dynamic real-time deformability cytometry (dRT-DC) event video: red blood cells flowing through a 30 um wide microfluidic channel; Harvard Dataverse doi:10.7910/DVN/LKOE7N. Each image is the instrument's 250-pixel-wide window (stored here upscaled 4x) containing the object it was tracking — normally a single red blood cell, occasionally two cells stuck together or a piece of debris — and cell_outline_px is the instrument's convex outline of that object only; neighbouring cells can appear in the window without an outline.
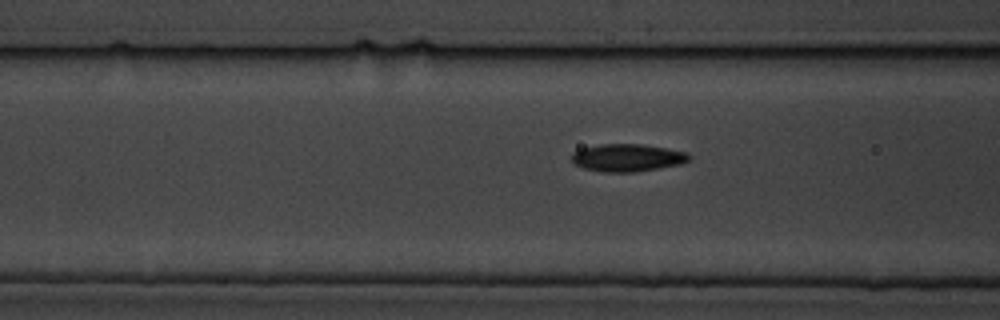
{"species": "common noctule bat (a hibernating species)", "species_latin": "Nyctalus noctula", "temperature_condition": "cold", "stored_images_in_passage": 9, "segment_of_instrument_passage": [2, 2], "camera_frame_rate_fps": 3000, "um_per_image_px": 0.085, "animal": {"sex": "male", "body_mass_g": 19.5, "forearm_length_mm": 54.6}, "frame": {"image": 1, "passage_image": 9, "time_ms": 10.0, "image_size_px": [1000, 320], "cell_outline_px": [[692, 156], [688, 160], [680, 164], [660, 168], [632, 172], [604, 172], [584, 168], [576, 164], [572, 160], [572, 152], [580, 148], [600, 144], [644, 144], [668, 148], [688, 152]], "centroid_in_image_um": [53.35, 13.39], "position_along_channel_um": 113.3, "area_um2": 18.96}}